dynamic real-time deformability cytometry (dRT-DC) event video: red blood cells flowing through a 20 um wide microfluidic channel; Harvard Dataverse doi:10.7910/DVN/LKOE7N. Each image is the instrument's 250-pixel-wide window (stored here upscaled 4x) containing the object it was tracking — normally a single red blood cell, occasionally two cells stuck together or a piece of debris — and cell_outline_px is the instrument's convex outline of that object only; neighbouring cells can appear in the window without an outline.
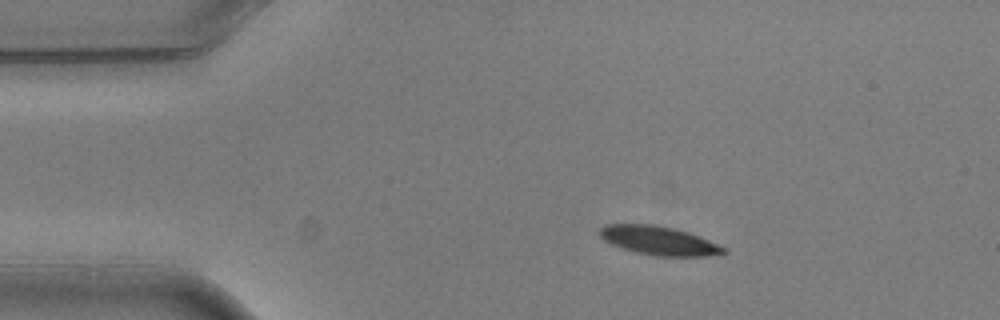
{"species": "common noctule bat (a hibernating species)", "species_latin": "Nyctalus noctula", "temperature_condition": "warm", "stored_images_in_passage": 4, "camera_frame_rate_fps": 3000, "um_per_image_px": 0.085, "animal": {"sex": "male", "body_mass_g": 20.5, "forearm_length_mm": 52.5}, "frame": {"image": 1, "passage_image": 2, "time_ms": 0.333, "image_size_px": [1000, 320], "cell_outline_px": [[728, 252], [708, 256], [656, 256], [636, 252], [612, 244], [604, 240], [600, 236], [600, 228], [604, 224], [652, 224], [676, 228], [700, 236], [728, 248]], "centroid_in_image_um": [56.05, 20.44], "position_along_channel_um": 29.0, "area_um2": 20.87}}
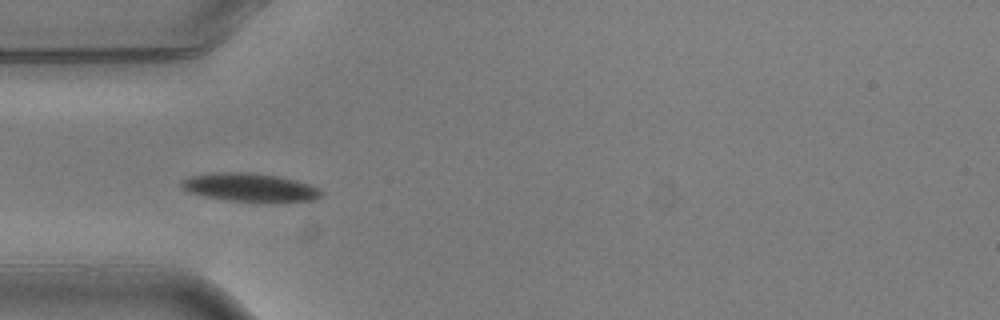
{"frame": {"image": 2, "passage_image": 4, "time_ms": 1.0, "image_size_px": [1000, 320], "cell_outline_px": [[324, 192], [320, 196], [312, 200], [272, 204], [228, 200], [204, 196], [188, 192], [180, 184], [184, 180], [192, 176], [212, 172], [248, 172], [280, 176], [296, 180], [320, 188]], "centroid_in_image_um": [21.32, 15.95], "position_along_channel_um": 63.7, "area_um2": 23.64}}